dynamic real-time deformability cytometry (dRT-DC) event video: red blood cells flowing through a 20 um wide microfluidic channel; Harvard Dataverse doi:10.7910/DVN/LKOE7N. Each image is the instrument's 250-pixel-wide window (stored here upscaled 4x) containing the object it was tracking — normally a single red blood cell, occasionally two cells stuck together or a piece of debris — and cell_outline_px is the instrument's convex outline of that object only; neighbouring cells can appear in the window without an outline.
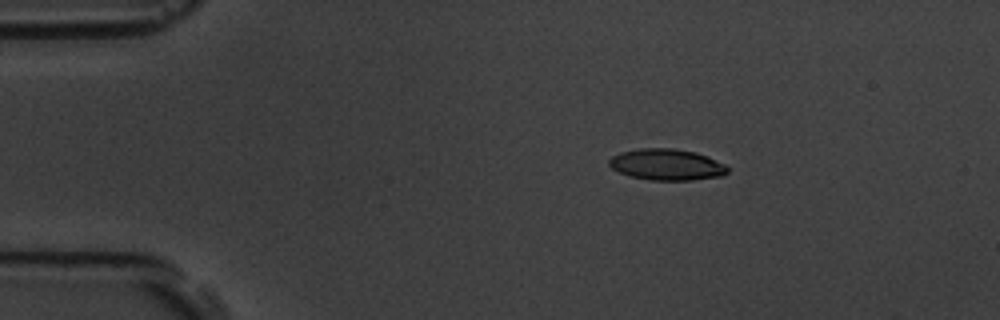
{"species": "common noctule bat (a hibernating species)", "species_latin": "Nyctalus noctula", "temperature_condition": "room temperature", "stored_images_in_passage": 5, "camera_frame_rate_fps": 3000, "um_per_image_px": 0.085, "animal": {"sex": "male", "body_mass_g": 19.5, "forearm_length_mm": 54.6}, "frame": {"image": 1, "passage_image": 2, "time_ms": 1.333, "image_size_px": [1000, 320], "cell_outline_px": [[728, 172], [724, 176], [692, 180], [648, 180], [632, 176], [620, 172], [612, 168], [608, 164], [608, 160], [612, 156], [620, 152], [640, 148], [672, 148], [696, 152], [724, 164], [728, 168]], "centroid_in_image_um": [56.67, 13.99], "position_along_channel_um": 28.3, "area_um2": 21.56}}